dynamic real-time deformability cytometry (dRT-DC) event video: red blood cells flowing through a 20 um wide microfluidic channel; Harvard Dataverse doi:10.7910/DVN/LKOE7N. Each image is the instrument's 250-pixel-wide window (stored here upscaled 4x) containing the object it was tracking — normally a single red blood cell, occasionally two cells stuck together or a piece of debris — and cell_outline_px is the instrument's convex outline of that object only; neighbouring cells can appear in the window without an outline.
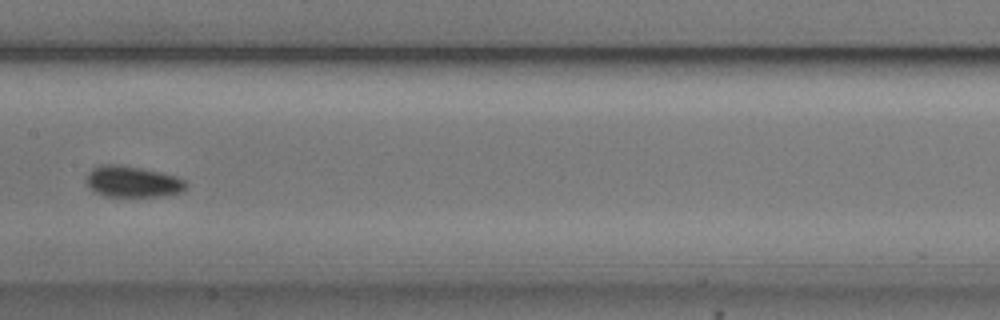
{"species": "common noctule bat (a hibernating species)", "species_latin": "Nyctalus noctula", "temperature_condition": "cold", "stored_images_in_passage": 8, "camera_frame_rate_fps": 3000, "um_per_image_px": 0.085, "animal": {"sex": "male", "body_mass_g": 20.5, "forearm_length_mm": 52.5}, "frame": {"image": 1, "passage_image": 8, "time_ms": 8.333, "image_size_px": [1000, 320], "cell_outline_px": [[188, 184], [184, 192], [164, 196], [104, 196], [88, 188], [88, 172], [92, 168], [100, 164], [120, 164], [160, 172], [176, 176], [184, 180]], "centroid_in_image_um": [11.3, 15.44], "position_along_channel_um": 196.1, "area_um2": 18.21}}